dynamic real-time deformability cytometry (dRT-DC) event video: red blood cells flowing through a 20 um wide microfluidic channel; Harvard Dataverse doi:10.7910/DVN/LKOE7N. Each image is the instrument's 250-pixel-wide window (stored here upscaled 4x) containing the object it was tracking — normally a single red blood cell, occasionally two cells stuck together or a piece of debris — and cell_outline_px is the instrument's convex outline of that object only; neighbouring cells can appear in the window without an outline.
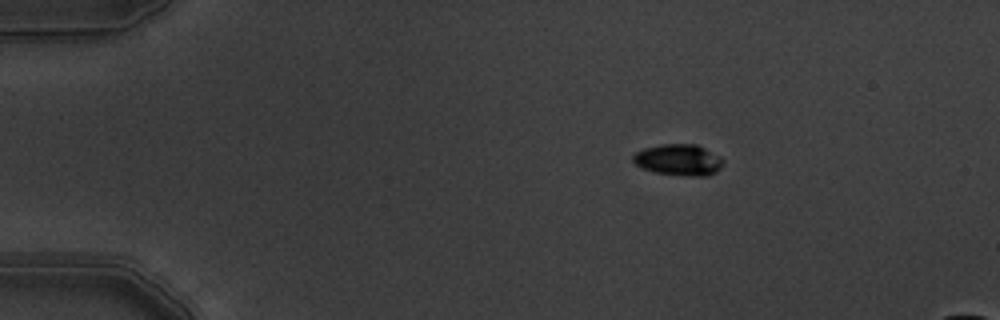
{"species": "common noctule bat (a hibernating species)", "species_latin": "Nyctalus noctula", "temperature_condition": "warm", "stored_images_in_passage": 14, "segment_of_instrument_passage": [1, 2], "camera_frame_rate_fps": 3000, "um_per_image_px": 0.085, "animal": {"sex": "male", "body_mass_g": 19.5, "forearm_length_mm": 54.6}, "frame": {"image": 1, "passage_image": 1, "time_ms": 0.0, "image_size_px": [1000, 320], "cell_outline_px": [[724, 164], [716, 172], [708, 176], [684, 176], [656, 172], [644, 168], [636, 164], [632, 160], [632, 156], [636, 152], [644, 148], [660, 144], [696, 144], [720, 156], [724, 160]], "centroid_in_image_um": [57.71, 13.59], "position_along_channel_um": 27.3, "area_um2": 16.47}}
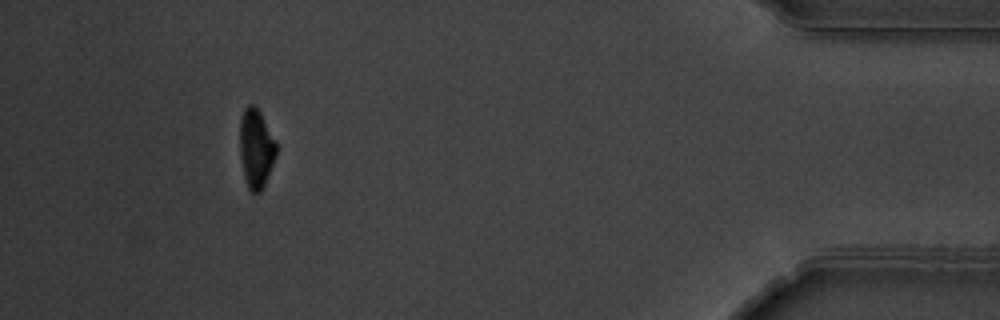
{"frame": {"image": 2, "passage_image": 12, "time_ms": 3.667, "image_size_px": [1000, 320], "cell_outline_px": [[276, 156], [264, 184], [260, 192], [252, 192], [248, 188], [244, 176], [240, 156], [240, 116], [244, 108], [248, 104], [256, 104], [276, 140]], "centroid_in_image_um": [21.76, 12.55], "position_along_channel_um": 413.4, "area_um2": 16.88}}